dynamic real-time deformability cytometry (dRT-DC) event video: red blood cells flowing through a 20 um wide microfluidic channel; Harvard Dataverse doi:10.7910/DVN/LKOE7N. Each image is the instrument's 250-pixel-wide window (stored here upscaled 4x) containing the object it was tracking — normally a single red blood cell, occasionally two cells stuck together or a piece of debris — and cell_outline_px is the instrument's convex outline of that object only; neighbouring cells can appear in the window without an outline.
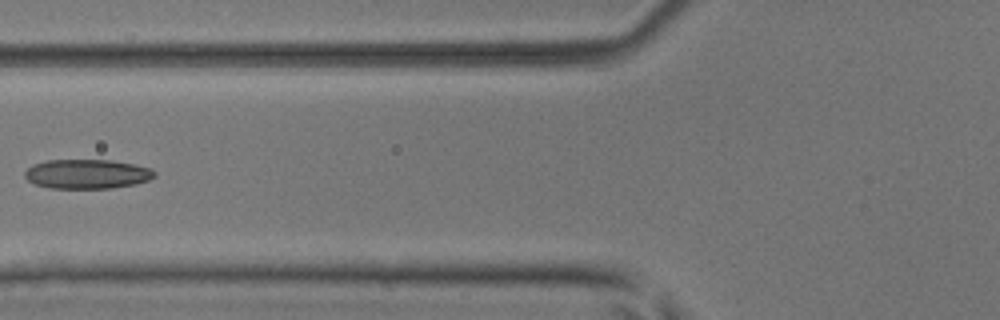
{"species": "common noctule bat (a hibernating species)", "species_latin": "Nyctalus noctula", "temperature_condition": "room temperature", "stored_images_in_passage": 8, "camera_frame_rate_fps": 3000, "um_per_image_px": 0.085, "animal": {"sex": "male", "body_mass_g": 17.9, "forearm_length_mm": 54.2}, "frame": {"image": 1, "passage_image": 6, "time_ms": 1.667, "image_size_px": [1000, 320], "cell_outline_px": [[156, 176], [148, 180], [136, 184], [112, 188], [48, 188], [36, 184], [28, 180], [24, 176], [24, 172], [32, 164], [48, 160], [112, 160], [136, 164], [152, 168], [156, 172]], "centroid_in_image_um": [7.43, 14.78], "position_along_channel_um": 118.4, "area_um2": 22.43}}
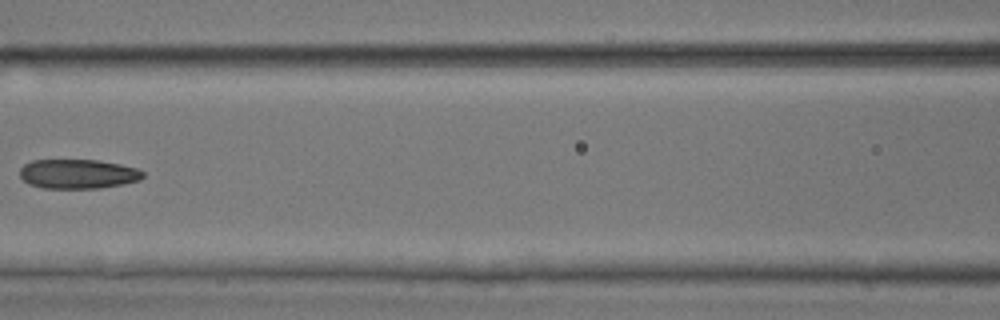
{"frame": {"image": 2, "passage_image": 7, "time_ms": 2.0, "image_size_px": [1000, 320], "cell_outline_px": [[144, 176], [140, 180], [124, 184], [100, 188], [44, 188], [28, 184], [20, 176], [20, 168], [24, 164], [32, 160], [96, 160], [120, 164], [136, 168], [144, 172]], "centroid_in_image_um": [6.63, 14.78], "position_along_channel_um": 160.0, "area_um2": 21.15}}
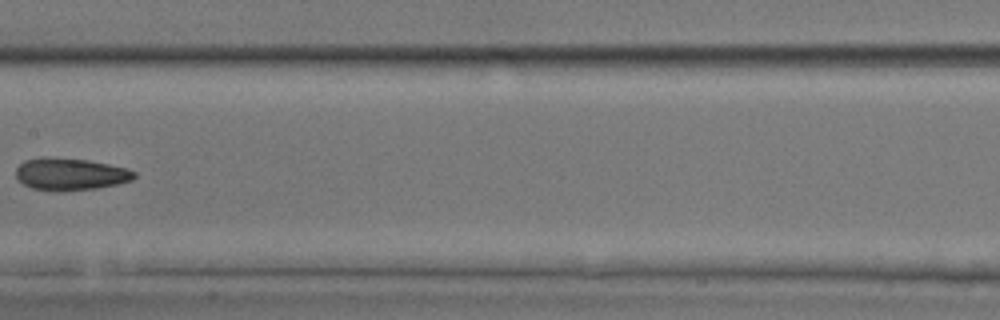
{"frame": {"image": 3, "passage_image": 8, "time_ms": 2.333, "image_size_px": [1000, 320], "cell_outline_px": [[136, 176], [132, 180], [116, 184], [96, 188], [32, 188], [24, 184], [16, 176], [16, 168], [24, 160], [44, 156], [88, 160], [128, 168], [136, 172]], "centroid_in_image_um": [6.0, 14.74], "position_along_channel_um": 201.4, "area_um2": 21.39}}